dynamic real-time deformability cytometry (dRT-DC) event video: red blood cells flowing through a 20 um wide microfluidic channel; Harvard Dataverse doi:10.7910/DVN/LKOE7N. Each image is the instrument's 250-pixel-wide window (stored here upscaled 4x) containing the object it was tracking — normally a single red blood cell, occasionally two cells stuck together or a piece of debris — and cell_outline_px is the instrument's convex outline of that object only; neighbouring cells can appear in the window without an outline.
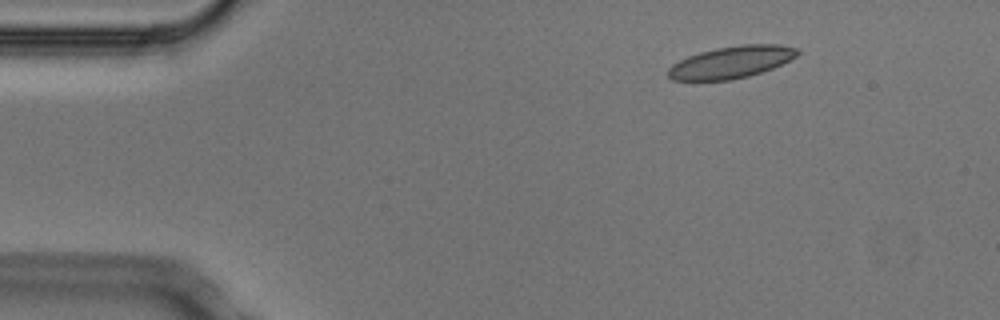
{"species": "Egyptian fruit bat (a non-hibernating species)", "species_latin": "Rousettus aegyptiacus", "temperature_condition": "cold", "stored_images_in_passage": 3, "camera_frame_rate_fps": 3000, "um_per_image_px": 0.085, "animal": {"sex": "male"}, "frame": {"image": 1, "passage_image": 1, "time_ms": 0.0, "image_size_px": [1000, 320], "cell_outline_px": [[800, 52], [796, 56], [772, 68], [748, 76], [732, 80], [672, 80], [668, 76], [668, 68], [672, 64], [688, 56], [700, 52], [716, 48], [740, 44], [780, 44], [800, 48]], "centroid_in_image_um": [62.17, 5.27], "position_along_channel_um": 22.8, "area_um2": 24.1}}